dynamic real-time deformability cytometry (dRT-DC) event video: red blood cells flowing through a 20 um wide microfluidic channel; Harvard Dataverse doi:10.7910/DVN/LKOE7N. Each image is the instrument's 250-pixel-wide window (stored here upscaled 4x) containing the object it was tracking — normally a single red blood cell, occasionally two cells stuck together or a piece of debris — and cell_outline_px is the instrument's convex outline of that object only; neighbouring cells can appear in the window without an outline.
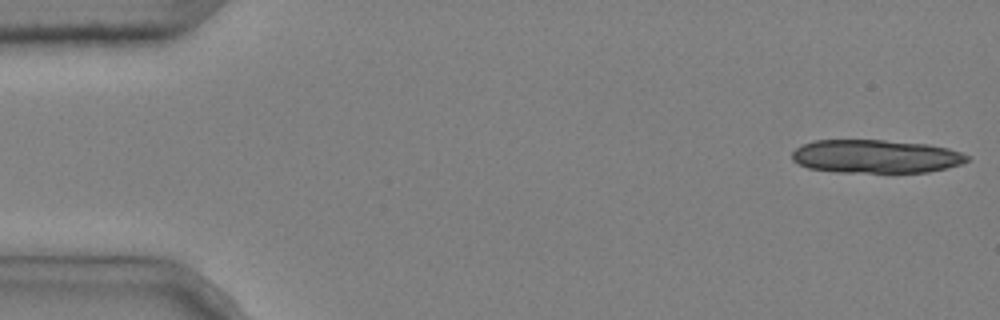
{"species": "common noctule bat (a hibernating species)", "species_latin": "Nyctalus noctula", "temperature_condition": "cold", "stored_images_in_passage": 10, "camera_frame_rate_fps": 3000, "um_per_image_px": 0.085, "animal": {"sex": "male", "body_mass_g": 20.4}, "frame": {"image": 1, "passage_image": 1, "time_ms": 0.0, "image_size_px": [1000, 320], "cell_outline_px": [[972, 156], [968, 160], [960, 164], [928, 172], [836, 172], [808, 168], [792, 160], [792, 152], [800, 144], [812, 140], [884, 140], [928, 144], [948, 148]], "centroid_in_image_um": [74.41, 13.28], "position_along_channel_um": 10.6, "area_um2": 34.16}}